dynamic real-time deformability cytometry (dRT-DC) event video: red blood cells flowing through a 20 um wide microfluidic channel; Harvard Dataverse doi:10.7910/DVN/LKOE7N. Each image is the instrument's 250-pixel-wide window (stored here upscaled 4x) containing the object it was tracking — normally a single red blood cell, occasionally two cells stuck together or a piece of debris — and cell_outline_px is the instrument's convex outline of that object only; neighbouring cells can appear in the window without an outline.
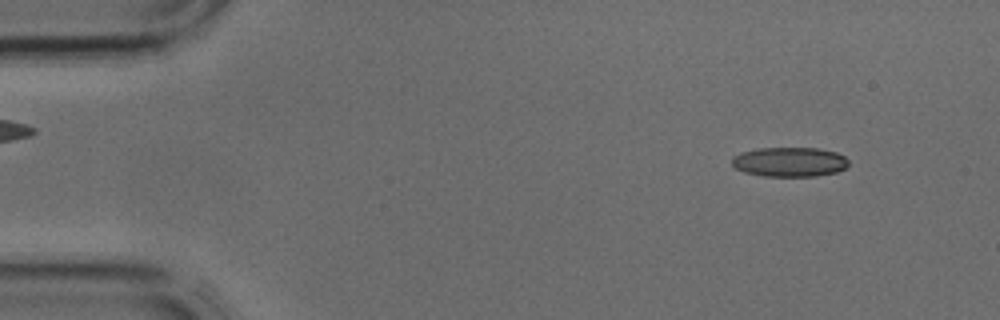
{"species": "common noctule bat (a hibernating species)", "species_latin": "Nyctalus noctula", "temperature_condition": "cold", "stored_images_in_passage": 2, "camera_frame_rate_fps": 3000, "um_per_image_px": 0.085, "animal": {"sex": "male", "body_mass_g": 17.9, "forearm_length_mm": 54.2}, "frame": {"image": 1, "passage_image": 2, "time_ms": 0.333, "image_size_px": [1000, 320], "cell_outline_px": [[848, 164], [844, 168], [836, 172], [816, 176], [764, 176], [744, 172], [736, 168], [732, 164], [732, 156], [740, 152], [756, 148], [816, 148], [836, 152], [844, 156], [848, 160]], "centroid_in_image_um": [67.08, 13.76], "position_along_channel_um": 17.9, "area_um2": 20.11}}